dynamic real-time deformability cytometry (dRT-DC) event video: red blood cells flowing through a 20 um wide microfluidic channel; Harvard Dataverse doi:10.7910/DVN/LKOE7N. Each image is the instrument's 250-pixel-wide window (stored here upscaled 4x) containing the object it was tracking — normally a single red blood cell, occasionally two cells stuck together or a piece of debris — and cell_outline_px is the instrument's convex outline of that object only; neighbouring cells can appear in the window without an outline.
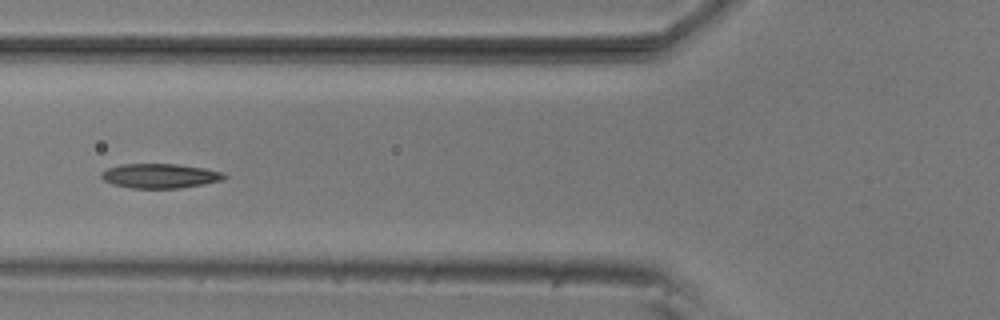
{"species": "common noctule bat (a hibernating species)", "species_latin": "Nyctalus noctula", "temperature_condition": "room temperature", "stored_images_in_passage": 5, "camera_frame_rate_fps": 3000, "um_per_image_px": 0.085, "animal": {"sex": "male", "body_mass_g": 20.5, "forearm_length_mm": 52.5}, "frame": {"image": 1, "passage_image": 5, "time_ms": 1.333, "image_size_px": [1000, 320], "cell_outline_px": [[228, 176], [224, 180], [204, 184], [176, 188], [132, 188], [112, 184], [104, 180], [100, 176], [100, 172], [108, 168], [120, 164], [176, 164], [204, 168], [224, 172]], "centroid_in_image_um": [13.61, 14.94], "position_along_channel_um": 112.2, "area_um2": 17.63}}